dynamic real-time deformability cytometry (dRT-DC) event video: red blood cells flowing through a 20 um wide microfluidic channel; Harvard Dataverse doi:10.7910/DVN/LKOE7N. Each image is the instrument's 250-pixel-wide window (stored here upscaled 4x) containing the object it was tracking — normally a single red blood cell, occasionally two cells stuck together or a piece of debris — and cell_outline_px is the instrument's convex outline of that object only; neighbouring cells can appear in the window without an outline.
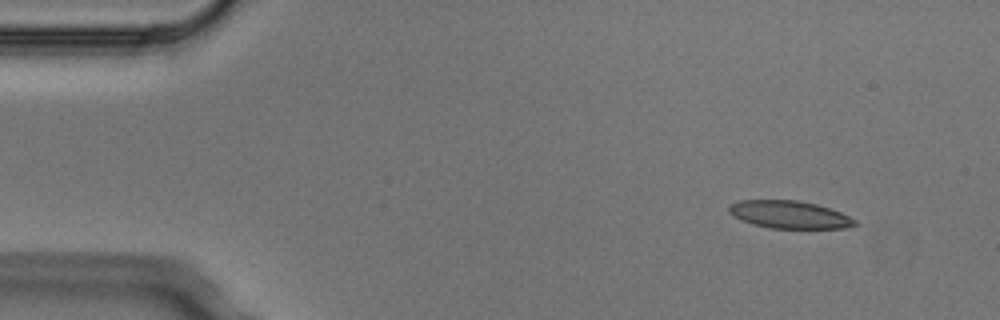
{"species": "Egyptian fruit bat (a non-hibernating species)", "species_latin": "Rousettus aegyptiacus", "temperature_condition": "cold", "stored_images_in_passage": 3, "camera_frame_rate_fps": 3000, "um_per_image_px": 0.085, "animal": {"sex": "male"}, "frame": {"image": 1, "passage_image": 1, "time_ms": 0.0, "image_size_px": [1000, 320], "cell_outline_px": [[856, 224], [844, 228], [768, 228], [752, 224], [728, 212], [728, 204], [740, 200], [800, 200], [816, 204], [840, 212], [856, 220]], "centroid_in_image_um": [67.07, 18.23], "position_along_channel_um": 17.9, "area_um2": 20.11}}
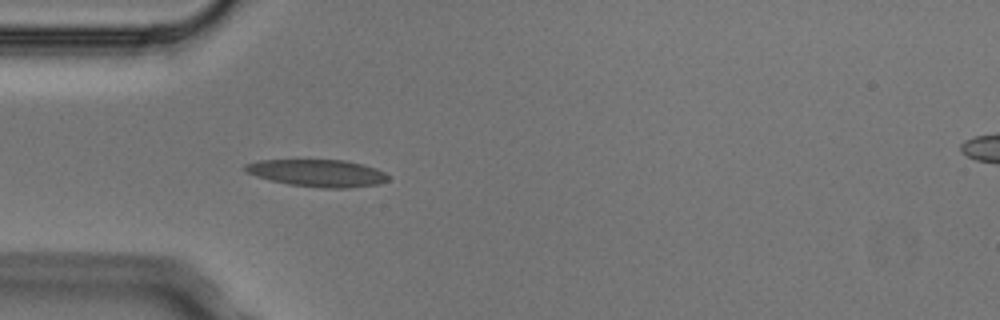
{"frame": {"image": 2, "passage_image": 3, "time_ms": 0.667, "image_size_px": [1000, 320], "cell_outline_px": [[388, 180], [380, 184], [348, 188], [324, 188], [288, 184], [256, 176], [244, 172], [244, 164], [256, 160], [344, 160], [376, 168], [384, 172], [388, 176]], "centroid_in_image_um": [26.96, 14.71], "position_along_channel_um": 58.0, "area_um2": 22.66}}